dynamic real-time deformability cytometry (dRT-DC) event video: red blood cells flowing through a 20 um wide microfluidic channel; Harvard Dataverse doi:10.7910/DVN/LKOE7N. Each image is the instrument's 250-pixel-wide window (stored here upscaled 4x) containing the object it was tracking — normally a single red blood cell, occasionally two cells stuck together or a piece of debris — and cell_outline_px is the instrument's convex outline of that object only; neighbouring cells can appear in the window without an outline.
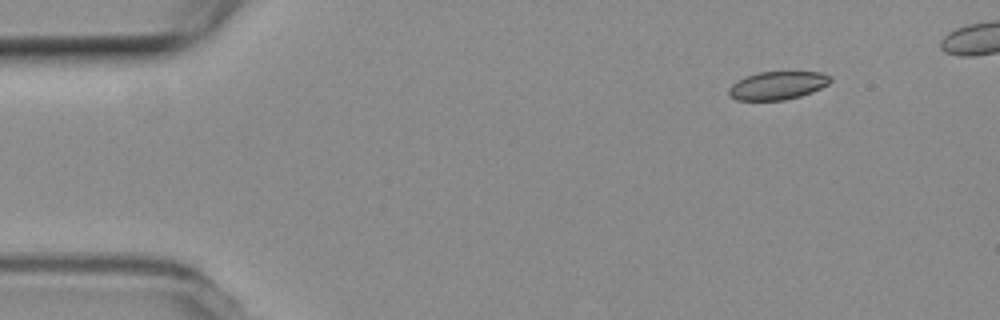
{"species": "common noctule bat (a hibernating species)", "species_latin": "Nyctalus noctula", "temperature_condition": "room temperature", "stored_images_in_passage": 45, "camera_frame_rate_fps": 3000, "um_per_image_px": 0.085, "animal": {"sex": "female", "body_mass_g": 19.3, "forearm_length_mm": 54.1}, "frame": {"image": 1, "passage_image": 1, "time_ms": 0.0, "image_size_px": [1000, 320], "cell_outline_px": [[832, 80], [828, 84], [812, 92], [800, 96], [784, 100], [736, 100], [728, 96], [728, 88], [736, 80], [744, 76], [756, 72], [820, 72], [832, 76]], "centroid_in_image_um": [66.05, 7.26], "position_along_channel_um": 18.9, "area_um2": 16.88}}
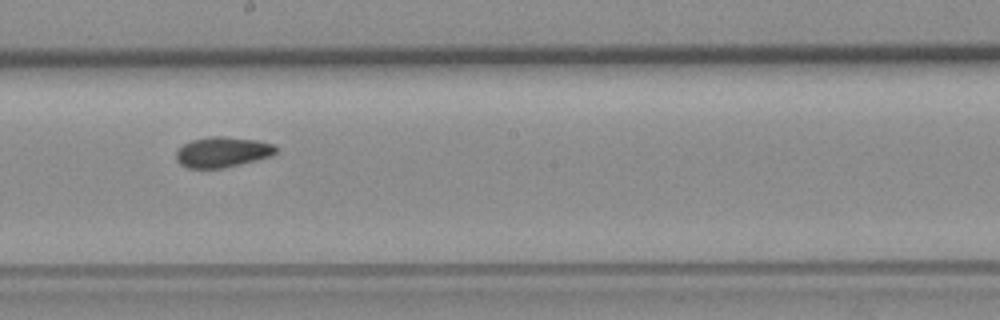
{"frame": {"image": 2, "passage_image": 25, "time_ms": 8.0, "image_size_px": [1000, 320], "cell_outline_px": [[276, 152], [272, 156], [256, 160], [220, 168], [188, 168], [180, 164], [176, 160], [176, 152], [184, 144], [192, 140], [212, 136], [224, 136], [256, 140], [276, 144]], "centroid_in_image_um": [18.92, 12.92], "position_along_channel_um": 229.3, "area_um2": 17.57}}
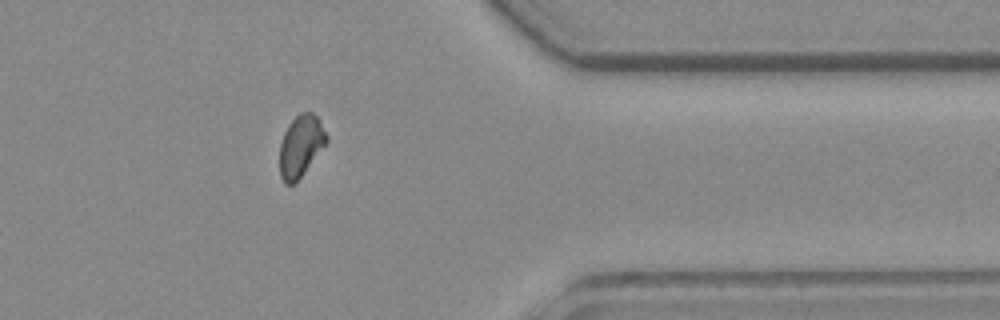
{"frame": {"image": 3, "passage_image": 39, "time_ms": 12.667, "image_size_px": [1000, 320], "cell_outline_px": [[328, 140], [296, 184], [284, 184], [280, 176], [280, 144], [284, 132], [288, 124], [300, 112], [312, 112], [320, 120], [328, 136]], "centroid_in_image_um": [25.56, 12.42], "position_along_channel_um": 385.8, "area_um2": 16.88}, "authors_computed_cell_mechanics": {"area_um2": 17.5134, "velocity_mm_per_s": 3.7427, "shape_relaxation_time_tau1_ms": null, "shape_relaxation_time_tau2_ms": 4.8157, "deformation_change_tau1": null, "deformation_change_tau2": 0.0759}}